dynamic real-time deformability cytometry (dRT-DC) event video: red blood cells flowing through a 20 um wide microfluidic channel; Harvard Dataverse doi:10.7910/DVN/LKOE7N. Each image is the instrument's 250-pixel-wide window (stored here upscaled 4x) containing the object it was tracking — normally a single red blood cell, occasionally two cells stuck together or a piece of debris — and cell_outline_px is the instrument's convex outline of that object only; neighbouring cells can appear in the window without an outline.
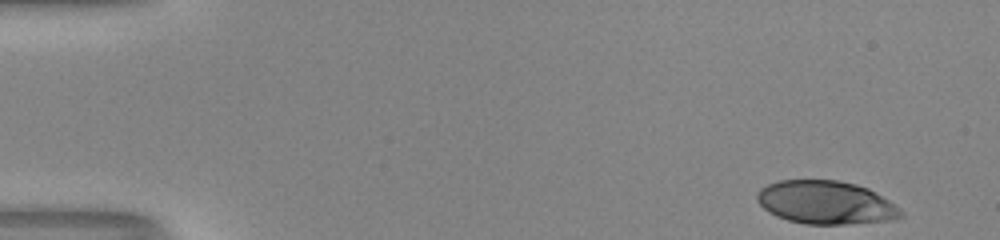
{"species": "human", "species_latin": "Homo sapiens", "temperature_condition": "room temperature", "stored_images_in_passage": 50, "camera_frame_rate_fps": 3000, "um_per_image_px": 0.085, "donor": {"sex": "male"}, "frame": {"image": 1, "passage_image": 1, "time_ms": 0.0, "image_size_px": [1000, 240], "cell_outline_px": [[904, 216], [896, 220], [848, 224], [804, 224], [788, 220], [776, 216], [768, 212], [756, 200], [756, 196], [760, 188], [768, 184], [780, 180], [836, 180], [856, 184], [868, 188], [888, 200], [900, 208], [904, 212]], "centroid_in_image_um": [70.21, 17.22], "position_along_channel_um": 14.8, "area_um2": 36.47}}
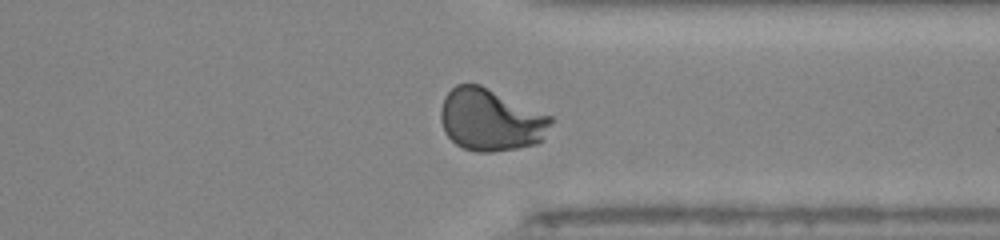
{"frame": {"image": 2, "passage_image": 38, "time_ms": 12.333, "image_size_px": [1000, 240], "cell_outline_px": [[552, 120], [544, 140], [536, 144], [516, 148], [492, 152], [476, 152], [464, 148], [456, 144], [444, 132], [440, 120], [440, 112], [444, 96], [456, 84], [480, 84], [552, 116]], "centroid_in_image_um": [41.7, 10.19], "position_along_channel_um": 369.7, "area_um2": 40.06}}
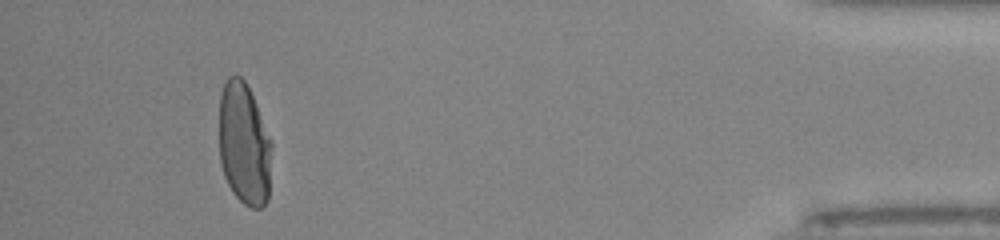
{"frame": {"image": 3, "passage_image": 46, "time_ms": 15.0, "image_size_px": [1000, 240], "cell_outline_px": [[272, 144], [268, 200], [260, 208], [252, 208], [244, 204], [232, 192], [224, 176], [220, 160], [220, 92], [228, 76], [240, 76], [244, 80], [256, 104], [272, 140]], "centroid_in_image_um": [20.76, 12.26], "position_along_channel_um": 414.4, "area_um2": 37.57}, "authors_computed_cell_mechanics": {"area_um2": 38.726, "velocity_mm_per_s": 4.0238, "shape_relaxation_time_tau1_ms": 6.3105, "shape_relaxation_time_tau2_ms": null, "deformation_change_tau1": 0.2519, "deformation_change_tau2": null}}